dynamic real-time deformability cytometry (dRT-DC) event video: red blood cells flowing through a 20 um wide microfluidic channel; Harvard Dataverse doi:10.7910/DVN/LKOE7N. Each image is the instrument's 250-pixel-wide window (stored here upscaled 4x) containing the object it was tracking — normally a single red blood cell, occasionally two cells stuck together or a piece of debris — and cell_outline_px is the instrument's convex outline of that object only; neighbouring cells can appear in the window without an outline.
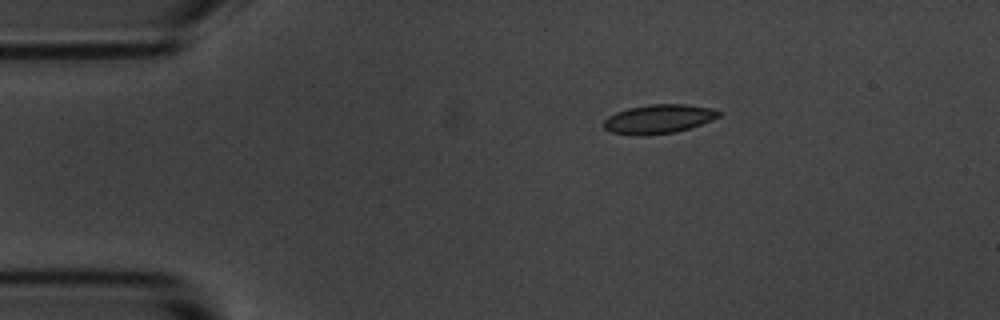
{"species": "common noctule bat (a hibernating species)", "species_latin": "Nyctalus noctula", "temperature_condition": "room temperature", "stored_images_in_passage": 4, "camera_frame_rate_fps": 3000, "um_per_image_px": 0.085, "animal": {"sex": "male", "body_mass_g": 20.1, "forearm_length_mm": 53.5}, "frame": {"image": 1, "passage_image": 1, "time_ms": 0.0, "image_size_px": [1000, 320], "cell_outline_px": [[720, 116], [712, 120], [676, 132], [640, 136], [612, 132], [604, 128], [604, 120], [608, 116], [616, 112], [628, 108], [648, 104], [684, 104], [712, 108], [720, 112]], "centroid_in_image_um": [55.97, 10.11], "position_along_channel_um": 29.0, "area_um2": 19.36}}
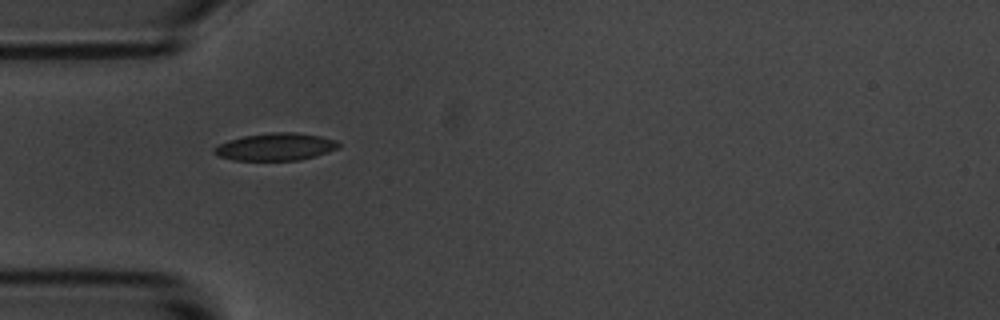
{"frame": {"image": 2, "passage_image": 3, "time_ms": 2.333, "image_size_px": [1000, 320], "cell_outline_px": [[340, 148], [316, 156], [300, 160], [236, 160], [216, 156], [212, 152], [212, 148], [228, 140], [244, 136], [268, 132], [296, 132], [320, 136], [336, 140], [340, 144]], "centroid_in_image_um": [23.43, 12.48], "position_along_channel_um": 61.6, "area_um2": 20.06}}